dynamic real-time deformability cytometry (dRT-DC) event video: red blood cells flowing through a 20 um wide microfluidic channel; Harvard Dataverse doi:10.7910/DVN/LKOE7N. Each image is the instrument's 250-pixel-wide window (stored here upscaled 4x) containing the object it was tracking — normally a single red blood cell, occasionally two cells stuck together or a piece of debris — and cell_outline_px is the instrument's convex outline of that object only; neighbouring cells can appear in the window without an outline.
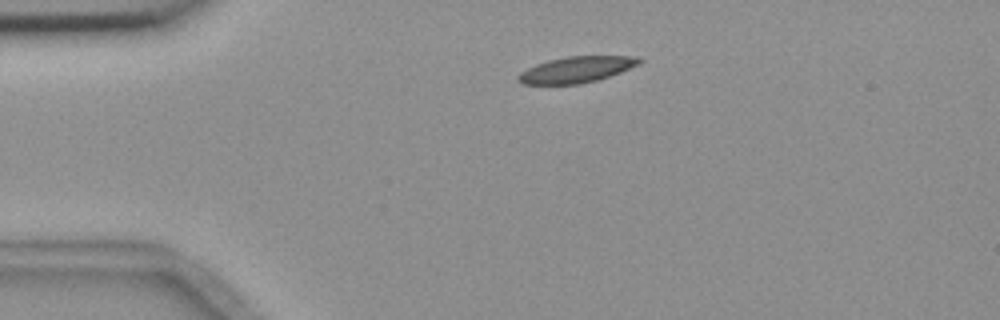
{"species": "common noctule bat (a hibernating species)", "species_latin": "Nyctalus noctula", "temperature_condition": "room temperature", "stored_images_in_passage": 3, "camera_frame_rate_fps": 3000, "um_per_image_px": 0.085, "animal": {"sex": "female", "body_mass_g": 18.4}, "frame": {"image": 1, "passage_image": 1, "time_ms": 0.0, "image_size_px": [1000, 320], "cell_outline_px": [[644, 60], [640, 64], [620, 72], [596, 80], [576, 84], [520, 84], [516, 80], [516, 76], [520, 72], [536, 64], [548, 60], [568, 56], [640, 56]], "centroid_in_image_um": [48.99, 5.91], "position_along_channel_um": 36.0, "area_um2": 18.44}}
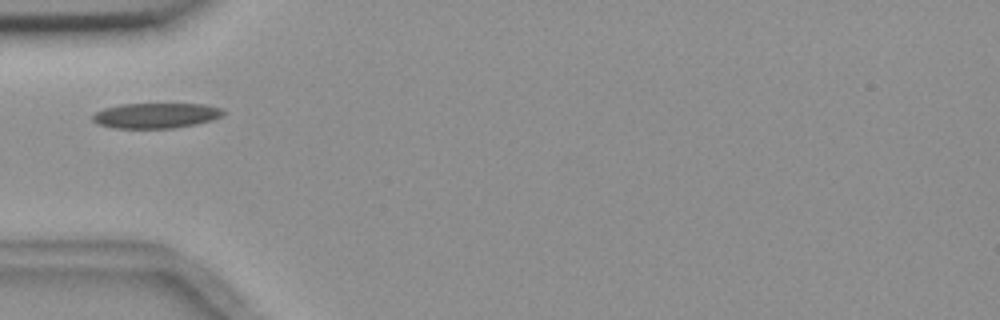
{"frame": {"image": 2, "passage_image": 3, "time_ms": 2.0, "image_size_px": [1000, 320], "cell_outline_px": [[224, 112], [220, 116], [212, 120], [196, 124], [172, 128], [112, 128], [100, 124], [92, 120], [92, 116], [96, 112], [104, 108], [120, 104], [204, 104], [220, 108]], "centroid_in_image_um": [13.23, 9.82], "position_along_channel_um": 71.8, "area_um2": 19.07}}